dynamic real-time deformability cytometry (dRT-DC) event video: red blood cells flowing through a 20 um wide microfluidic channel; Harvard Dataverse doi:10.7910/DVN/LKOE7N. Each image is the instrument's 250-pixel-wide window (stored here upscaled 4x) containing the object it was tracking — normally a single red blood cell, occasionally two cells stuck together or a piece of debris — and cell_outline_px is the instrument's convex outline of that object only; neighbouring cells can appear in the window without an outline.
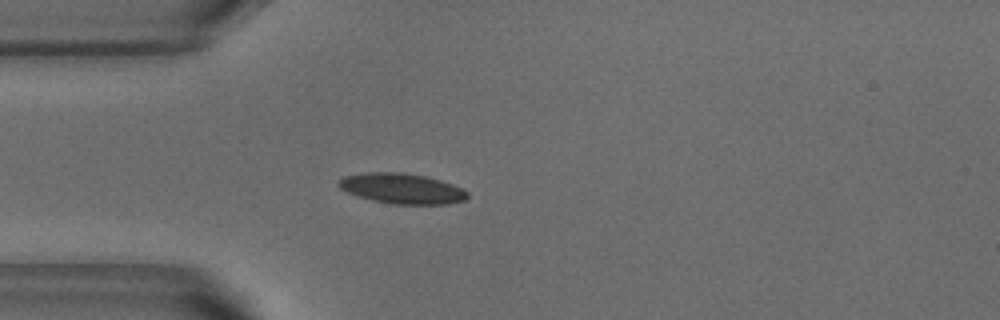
{"species": "common noctule bat (a hibernating species)", "species_latin": "Nyctalus noctula", "temperature_condition": "warm", "stored_images_in_passage": 39, "camera_frame_rate_fps": 3000, "um_per_image_px": 0.085, "animal": {"sex": "male", "body_mass_g": 18.8}, "frame": {"image": 1, "passage_image": 1, "time_ms": 0.0, "image_size_px": [1000, 320], "cell_outline_px": [[468, 196], [464, 200], [448, 204], [392, 204], [372, 200], [356, 196], [340, 188], [336, 184], [344, 176], [364, 172], [404, 172], [424, 176], [440, 180], [452, 184], [468, 192]], "centroid_in_image_um": [34.13, 16.02], "position_along_channel_um": 50.9, "area_um2": 22.77}}
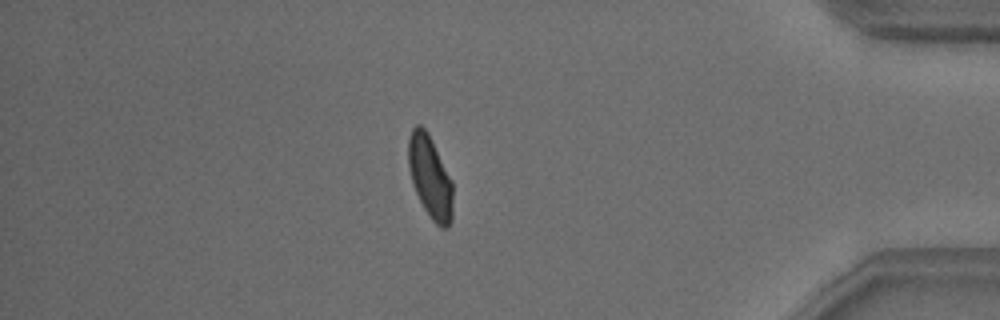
{"frame": {"image": 2, "passage_image": 32, "time_ms": 10.333, "image_size_px": [1000, 320], "cell_outline_px": [[452, 220], [448, 228], [440, 228], [432, 220], [424, 208], [412, 184], [408, 168], [408, 136], [412, 128], [416, 124], [420, 124], [428, 132], [452, 180]], "centroid_in_image_um": [36.55, 15.03], "position_along_channel_um": 398.7, "area_um2": 21.56}}
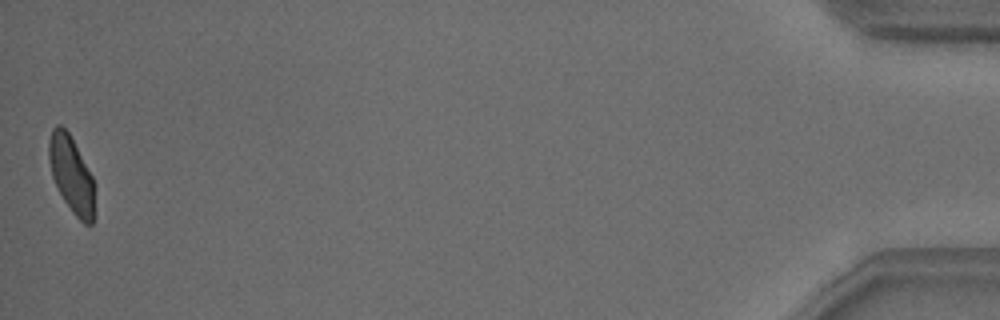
{"frame": {"image": 3, "passage_image": 39, "time_ms": 12.667, "image_size_px": [1000, 320], "cell_outline_px": [[96, 184], [92, 224], [84, 224], [72, 212], [64, 200], [52, 176], [48, 156], [48, 144], [52, 128], [56, 124], [60, 124], [68, 132], [92, 176]], "centroid_in_image_um": [6.08, 14.84], "position_along_channel_um": 429.1, "area_um2": 20.29}, "authors_computed_cell_mechanics": {"area_um2": 21.6172, "velocity_mm_per_s": 3.814, "shape_relaxation_time_tau1_ms": 3.1177, "shape_relaxation_time_tau2_ms": 0.9802, "deformation_change_tau1": 0.1243, "deformation_change_tau2": 0.0553}}